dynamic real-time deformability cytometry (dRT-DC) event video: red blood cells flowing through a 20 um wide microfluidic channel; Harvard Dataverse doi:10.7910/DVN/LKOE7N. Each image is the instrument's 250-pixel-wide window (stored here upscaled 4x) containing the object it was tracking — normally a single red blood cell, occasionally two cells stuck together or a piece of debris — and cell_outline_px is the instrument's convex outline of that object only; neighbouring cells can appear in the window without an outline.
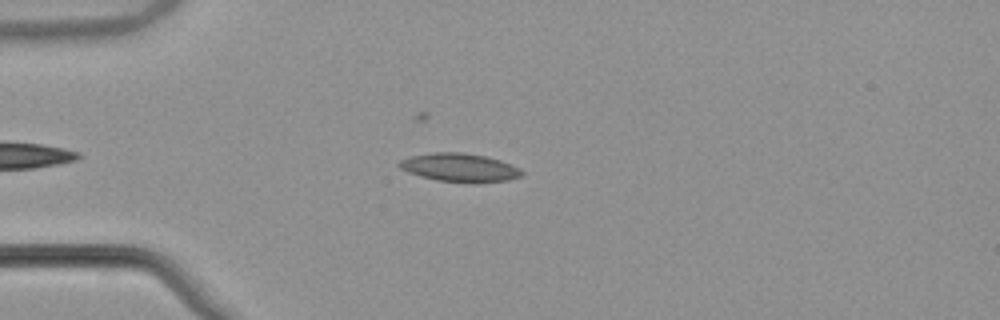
{"species": "common noctule bat (a hibernating species)", "species_latin": "Nyctalus noctula", "temperature_condition": "warm", "stored_images_in_passage": 44, "camera_frame_rate_fps": 3000, "um_per_image_px": 0.085, "animal": {"sex": "male", "body_mass_g": 21.5, "forearm_length_mm": 52.0}, "frame": {"image": 1, "passage_image": 8, "time_ms": 2.333, "image_size_px": [1000, 320], "cell_outline_px": [[524, 176], [508, 180], [436, 180], [408, 172], [400, 168], [396, 164], [400, 160], [412, 156], [436, 152], [460, 152], [484, 156], [500, 160], [524, 172]], "centroid_in_image_um": [39.01, 14.2], "position_along_channel_um": 46.0, "area_um2": 19.25}}
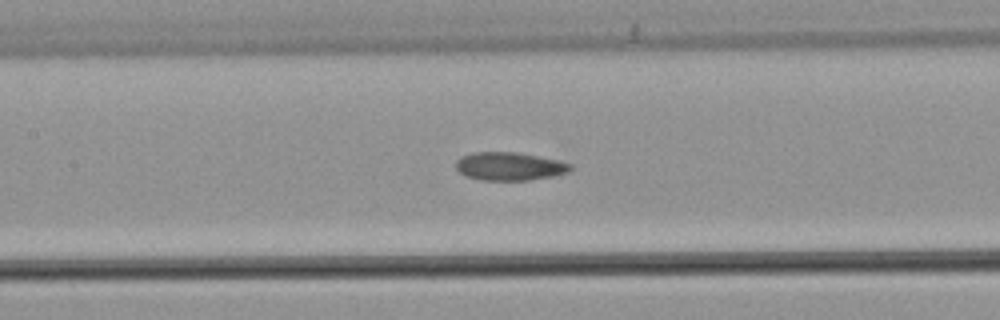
{"frame": {"image": 2, "passage_image": 19, "time_ms": 6.0, "image_size_px": [1000, 320], "cell_outline_px": [[572, 168], [568, 172], [552, 176], [528, 180], [484, 180], [468, 176], [460, 172], [456, 168], [456, 160], [472, 152], [516, 152], [560, 160], [572, 164]], "centroid_in_image_um": [43.34, 14.13], "position_along_channel_um": 164.1, "area_um2": 18.67}}
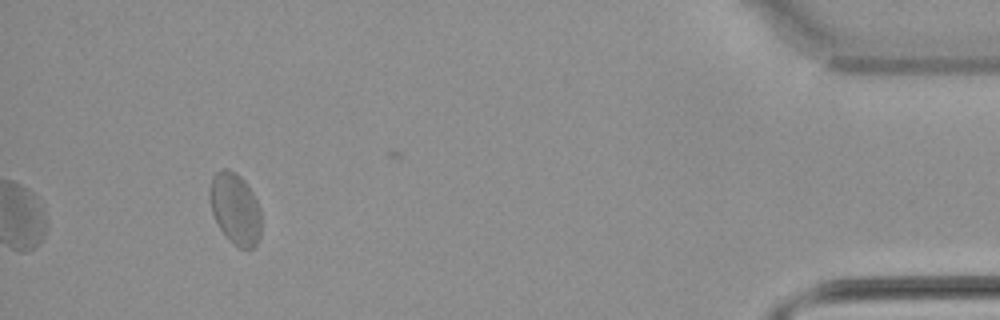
{"frame": {"image": 3, "passage_image": 44, "time_ms": 14.333, "image_size_px": [1000, 320], "cell_outline_px": [[260, 236], [256, 244], [252, 248], [240, 248], [232, 244], [228, 240], [220, 228], [212, 212], [208, 196], [208, 192], [212, 176], [220, 168], [228, 168], [236, 172], [248, 184], [260, 208]], "centroid_in_image_um": [19.97, 17.71], "position_along_channel_um": 415.2, "area_um2": 21.68}}